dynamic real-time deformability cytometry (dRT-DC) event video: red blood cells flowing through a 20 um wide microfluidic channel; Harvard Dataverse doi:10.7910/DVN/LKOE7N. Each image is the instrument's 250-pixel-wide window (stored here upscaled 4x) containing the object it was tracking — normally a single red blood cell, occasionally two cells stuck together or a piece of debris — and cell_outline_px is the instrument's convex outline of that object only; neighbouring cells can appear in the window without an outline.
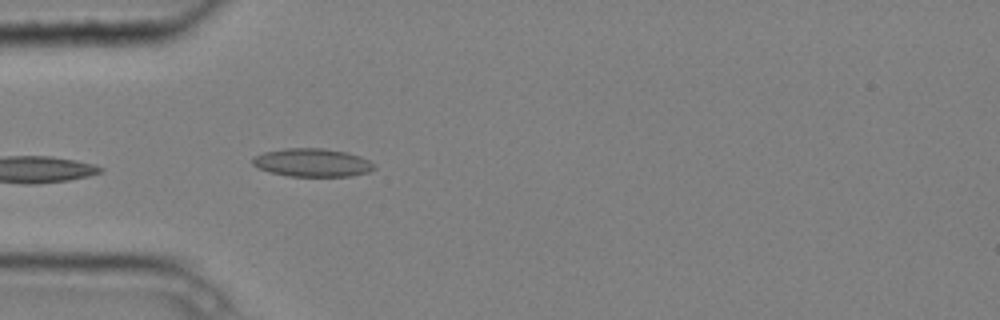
{"species": "common noctule bat (a hibernating species)", "species_latin": "Nyctalus noctula", "temperature_condition": "cold", "stored_images_in_passage": 4, "camera_frame_rate_fps": 3000, "um_per_image_px": 0.085, "animal": {"sex": "male", "body_mass_g": 20.4}, "frame": {"image": 1, "passage_image": 4, "time_ms": 1.0, "image_size_px": [1000, 320], "cell_outline_px": [[376, 168], [368, 172], [352, 176], [288, 176], [268, 172], [252, 164], [252, 156], [264, 152], [284, 148], [324, 148], [348, 152], [360, 156], [376, 164]], "centroid_in_image_um": [26.55, 13.82], "position_along_channel_um": 58.4, "area_um2": 20.23}}